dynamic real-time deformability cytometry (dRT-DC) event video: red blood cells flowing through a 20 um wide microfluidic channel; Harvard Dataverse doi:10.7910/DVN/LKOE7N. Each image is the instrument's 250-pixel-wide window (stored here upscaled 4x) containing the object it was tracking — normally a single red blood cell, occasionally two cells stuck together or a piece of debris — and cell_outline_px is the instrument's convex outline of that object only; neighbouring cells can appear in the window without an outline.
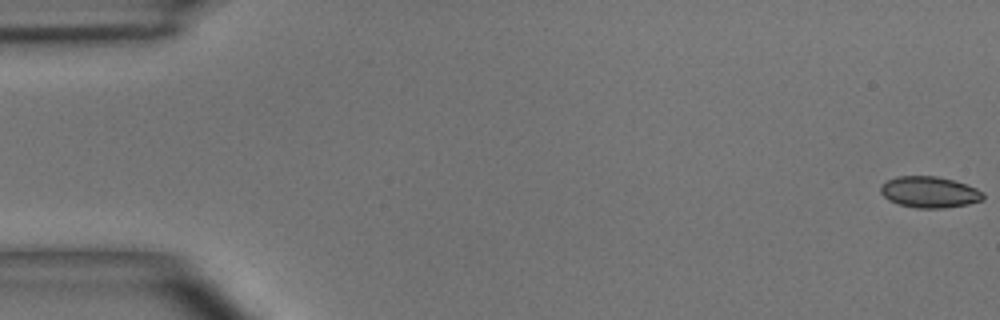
{"species": "common noctule bat (a hibernating species)", "species_latin": "Nyctalus noctula", "temperature_condition": "room temperature", "stored_images_in_passage": 4, "camera_frame_rate_fps": 3000, "um_per_image_px": 0.085, "animal": {"sex": "male", "body_mass_g": 15.6}, "frame": {"image": 1, "passage_image": 1, "time_ms": 0.0, "image_size_px": [1000, 320], "cell_outline_px": [[984, 200], [968, 204], [944, 208], [916, 208], [900, 204], [888, 200], [880, 192], [880, 184], [896, 176], [936, 176], [952, 180], [976, 188], [984, 192]], "centroid_in_image_um": [79.0, 16.33], "position_along_channel_um": 6.0, "area_um2": 18.67}}